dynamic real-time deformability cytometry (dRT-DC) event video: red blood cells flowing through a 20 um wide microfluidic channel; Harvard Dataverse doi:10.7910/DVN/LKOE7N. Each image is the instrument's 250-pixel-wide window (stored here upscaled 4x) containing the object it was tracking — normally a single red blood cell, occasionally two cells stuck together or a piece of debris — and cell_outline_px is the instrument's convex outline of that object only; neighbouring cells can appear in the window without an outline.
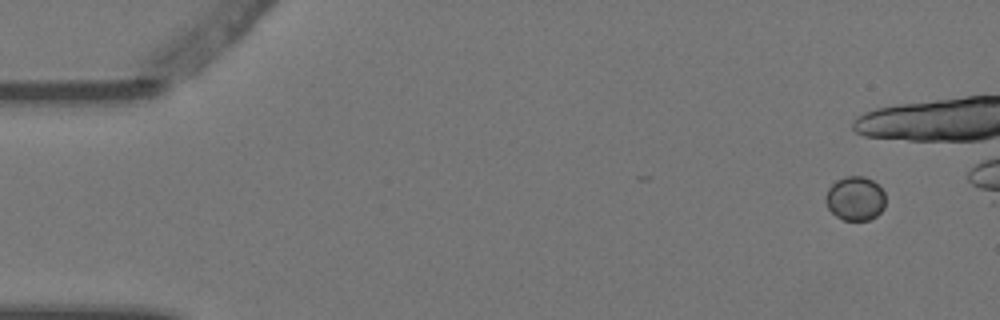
{"species": "Egyptian fruit bat (a non-hibernating species)", "species_latin": "Rousettus aegyptiacus", "temperature_condition": "warm", "stored_images_in_passage": 2, "camera_frame_rate_fps": 3000, "um_per_image_px": 0.085, "animal": {"sex": "female"}, "frame": {"image": 1, "passage_image": 1, "time_ms": 0.0, "image_size_px": [1000, 320], "cell_outline_px": [[884, 208], [876, 216], [868, 220], [844, 220], [836, 216], [828, 208], [824, 200], [824, 196], [828, 188], [836, 180], [848, 176], [864, 176], [872, 180], [884, 192]], "centroid_in_image_um": [72.66, 16.87], "position_along_channel_um": 12.3, "area_um2": 15.37}}